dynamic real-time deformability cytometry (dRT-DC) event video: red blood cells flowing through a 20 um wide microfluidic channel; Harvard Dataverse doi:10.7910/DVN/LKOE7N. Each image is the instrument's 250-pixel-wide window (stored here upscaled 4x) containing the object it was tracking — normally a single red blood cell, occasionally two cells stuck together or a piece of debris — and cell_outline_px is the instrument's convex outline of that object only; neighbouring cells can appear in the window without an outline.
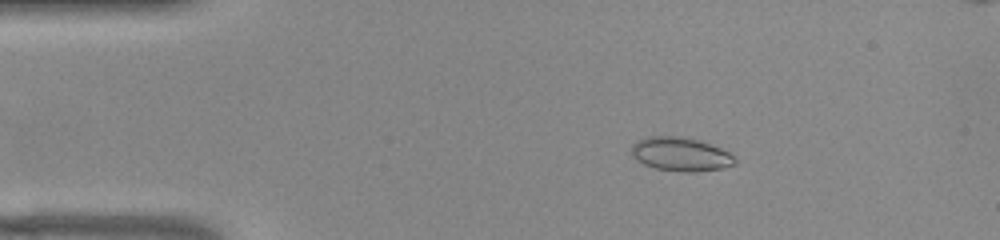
{"species": "common noctule bat (a hibernating species)", "species_latin": "Nyctalus noctula", "temperature_condition": "warm", "stored_images_in_passage": 52, "camera_frame_rate_fps": 3000, "um_per_image_px": 0.085, "animal": {"sex": "female", "body_mass_g": 22.0, "forearm_length_mm": 56.7}, "frame": {"image": 1, "passage_image": 8, "time_ms": 2.333, "image_size_px": [1000, 240], "cell_outline_px": [[736, 164], [724, 168], [696, 172], [680, 172], [656, 168], [644, 164], [636, 160], [632, 156], [632, 144], [636, 140], [648, 136], [684, 136], [700, 140], [720, 148], [736, 156]], "centroid_in_image_um": [57.87, 13.1], "position_along_channel_um": 27.1, "area_um2": 20.69}}
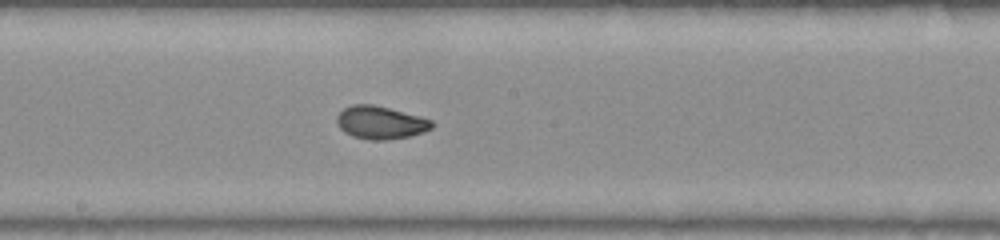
{"frame": {"image": 2, "passage_image": 27, "time_ms": 8.667, "image_size_px": [1000, 240], "cell_outline_px": [[436, 124], [432, 128], [424, 132], [412, 136], [388, 140], [368, 140], [352, 136], [344, 132], [340, 128], [336, 120], [336, 116], [344, 108], [352, 104], [372, 104], [420, 116], [432, 120]], "centroid_in_image_um": [32.36, 10.43], "position_along_channel_um": 215.8, "area_um2": 18.44}}
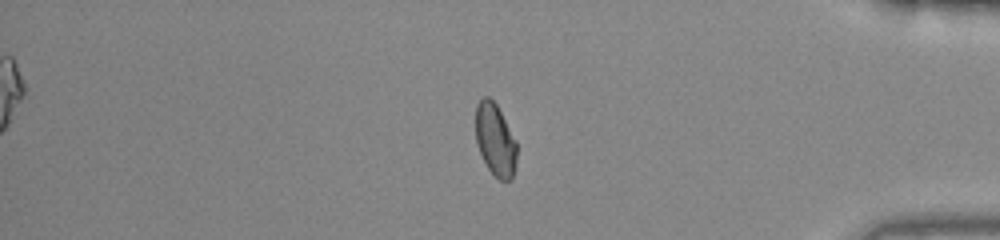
{"frame": {"image": 3, "passage_image": 43, "time_ms": 14.0, "image_size_px": [1000, 240], "cell_outline_px": [[516, 164], [512, 180], [500, 180], [488, 168], [480, 152], [476, 140], [476, 104], [484, 96], [488, 96], [496, 104], [516, 140]], "centroid_in_image_um": [42.1, 11.88], "position_along_channel_um": 393.1, "area_um2": 17.17}, "authors_computed_cell_mechanics": {"area_um2": 18.2648, "velocity_mm_per_s": 3.8969, "shape_relaxation_time_tau1_ms": 8.8587, "shape_relaxation_time_tau2_ms": 0.7933, "deformation_change_tau1": 0.2213, "deformation_change_tau2": 0.0407}}